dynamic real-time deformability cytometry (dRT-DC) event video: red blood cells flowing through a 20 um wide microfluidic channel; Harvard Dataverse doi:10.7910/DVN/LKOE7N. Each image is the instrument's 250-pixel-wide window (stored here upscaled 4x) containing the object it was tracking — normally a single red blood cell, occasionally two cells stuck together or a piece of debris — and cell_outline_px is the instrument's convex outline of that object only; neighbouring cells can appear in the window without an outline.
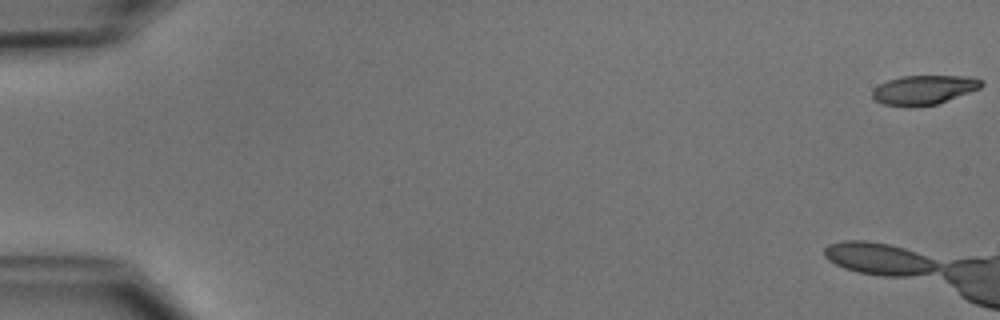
{"species": "common noctule bat (a hibernating species)", "species_latin": "Nyctalus noctula", "temperature_condition": "cold", "stored_images_in_passage": 7, "camera_frame_rate_fps": 3000, "um_per_image_px": 0.085, "animal": {"sex": "male", "body_mass_g": 15.6}, "frame": {"image": 1, "passage_image": 1, "time_ms": 0.0, "image_size_px": [1000, 320], "cell_outline_px": [[984, 84], [980, 88], [936, 104], [884, 104], [876, 100], [872, 96], [872, 92], [880, 84], [888, 80], [900, 76], [972, 76], [984, 80]], "centroid_in_image_um": [78.6, 7.58], "position_along_channel_um": 6.4, "area_um2": 17.92}}